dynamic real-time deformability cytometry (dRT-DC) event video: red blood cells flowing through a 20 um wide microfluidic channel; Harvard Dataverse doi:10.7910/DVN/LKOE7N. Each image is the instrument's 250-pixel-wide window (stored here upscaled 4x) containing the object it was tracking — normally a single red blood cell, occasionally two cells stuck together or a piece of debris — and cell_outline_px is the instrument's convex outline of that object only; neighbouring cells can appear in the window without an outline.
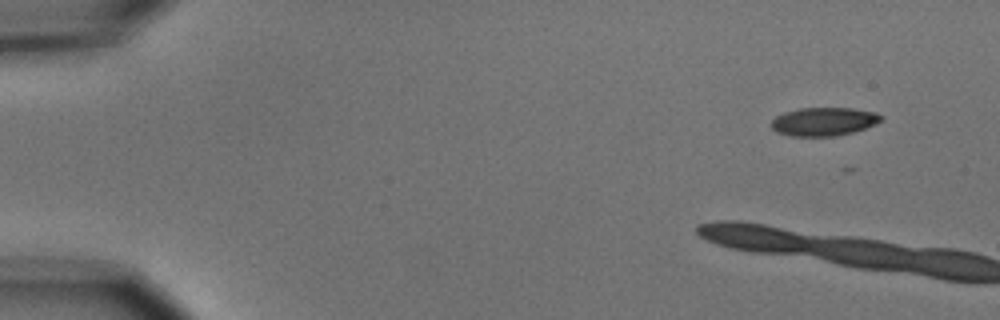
{"species": "common noctule bat (a hibernating species)", "species_latin": "Nyctalus noctula", "temperature_condition": "cold", "stored_images_in_passage": 6, "camera_frame_rate_fps": 3000, "um_per_image_px": 0.085, "animal": {"sex": "male", "body_mass_g": 15.6}, "frame": {"image": 1, "passage_image": 1, "time_ms": 0.0, "image_size_px": [1000, 320], "cell_outline_px": [[884, 120], [876, 124], [852, 132], [836, 136], [792, 136], [776, 132], [772, 128], [772, 120], [776, 116], [784, 112], [800, 108], [852, 108], [876, 112], [884, 116]], "centroid_in_image_um": [70.06, 10.33], "position_along_channel_um": 14.9, "area_um2": 18.26}}
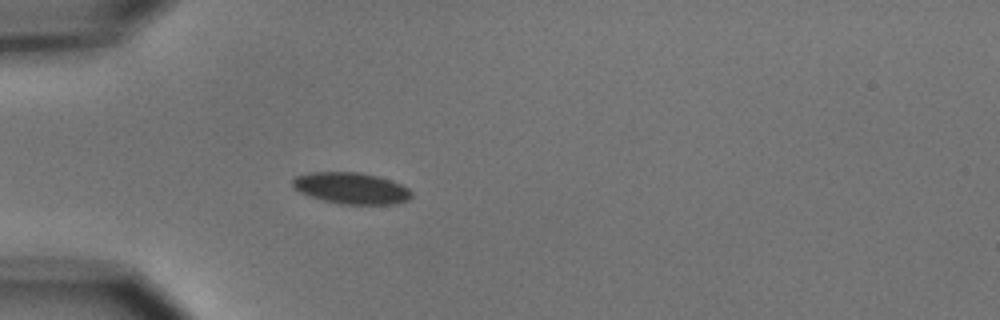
{"frame": {"image": 2, "passage_image": 6, "time_ms": 6.0, "image_size_px": [1000, 320], "cell_outline_px": [[412, 196], [408, 200], [396, 204], [340, 204], [324, 200], [300, 192], [292, 184], [292, 180], [296, 176], [308, 172], [360, 172], [376, 176], [400, 184], [408, 188], [412, 192]], "centroid_in_image_um": [29.87, 15.99], "position_along_channel_um": 55.1, "area_um2": 21.56}}